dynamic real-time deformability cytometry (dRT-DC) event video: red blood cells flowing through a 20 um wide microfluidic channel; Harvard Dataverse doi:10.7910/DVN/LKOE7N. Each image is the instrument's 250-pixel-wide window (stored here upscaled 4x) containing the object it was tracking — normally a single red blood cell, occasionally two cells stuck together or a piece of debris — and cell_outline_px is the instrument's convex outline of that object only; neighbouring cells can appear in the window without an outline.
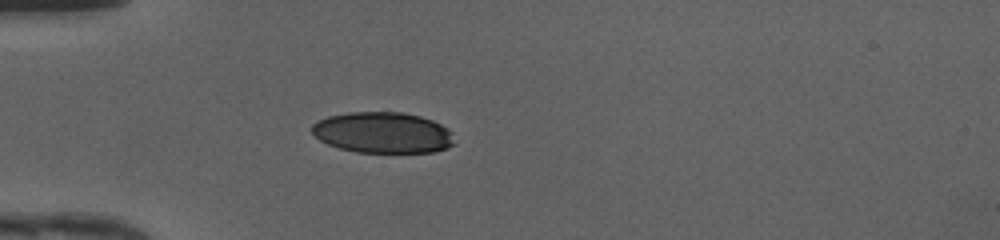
{"species": "human", "species_latin": "Homo sapiens", "temperature_condition": "cold", "stored_images_in_passage": 22, "camera_frame_rate_fps": 3000, "um_per_image_px": 0.085, "donor": {"sex": "female"}, "frame": {"image": 1, "passage_image": 1, "time_ms": 0.0, "image_size_px": [1000, 240], "cell_outline_px": [[448, 144], [444, 148], [424, 152], [368, 152], [348, 148], [324, 140], [316, 132], [316, 124], [324, 120], [336, 116], [372, 112], [384, 112], [412, 116], [428, 120], [444, 128]], "centroid_in_image_um": [32.55, 11.29], "position_along_channel_um": 52.4, "area_um2": 30.29}}
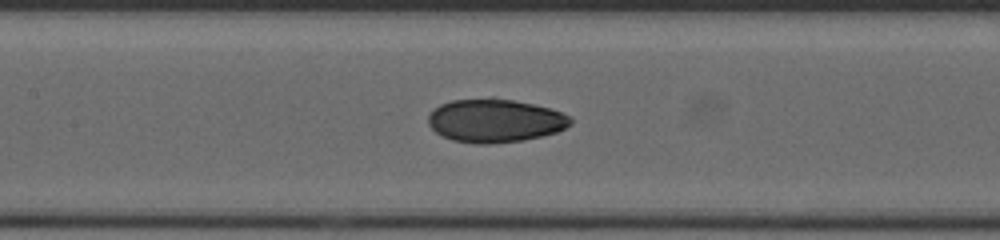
{"frame": {"image": 2, "passage_image": 10, "time_ms": 3.0, "image_size_px": [1000, 240], "cell_outline_px": [[568, 124], [560, 128], [548, 132], [532, 136], [512, 140], [460, 140], [448, 136], [440, 132], [432, 124], [432, 116], [444, 104], [460, 100], [504, 100], [544, 108], [556, 112], [564, 116], [568, 120]], "centroid_in_image_um": [42.07, 10.22], "position_along_channel_um": 165.3, "area_um2": 30.98}}
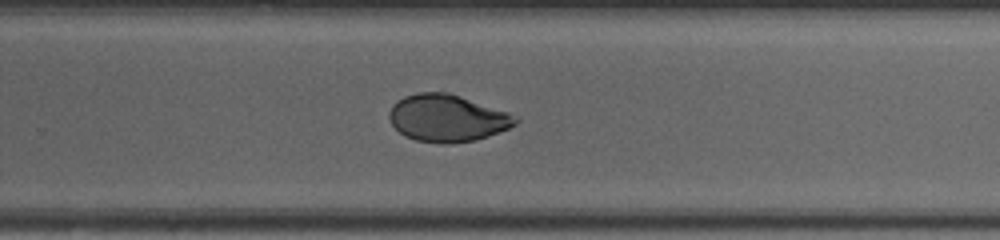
{"frame": {"image": 3, "passage_image": 19, "time_ms": 6.0, "image_size_px": [1000, 240], "cell_outline_px": [[512, 124], [504, 128], [484, 136], [468, 140], [424, 140], [408, 136], [392, 120], [392, 112], [396, 104], [400, 100], [408, 96], [456, 96], [504, 116]], "centroid_in_image_um": [37.87, 10.07], "position_along_channel_um": 291.9, "area_um2": 28.84}}